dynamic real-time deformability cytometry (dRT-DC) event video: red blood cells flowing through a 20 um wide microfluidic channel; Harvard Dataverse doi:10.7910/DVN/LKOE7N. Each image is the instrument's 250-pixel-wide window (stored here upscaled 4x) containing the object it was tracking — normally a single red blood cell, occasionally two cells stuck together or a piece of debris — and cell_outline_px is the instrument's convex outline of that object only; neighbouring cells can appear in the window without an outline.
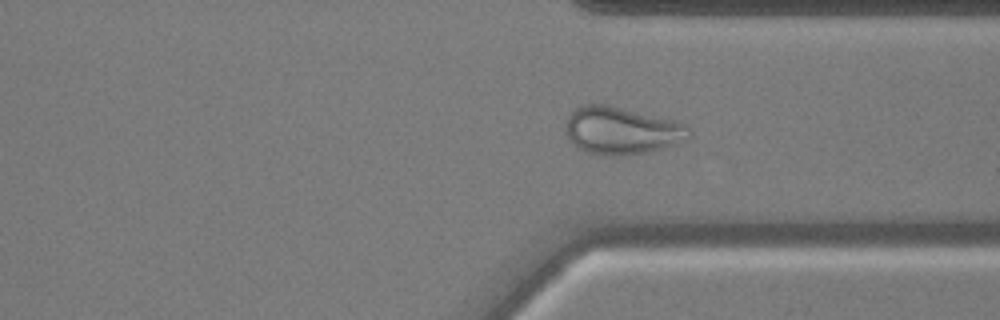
{"species": "common noctule bat (a hibernating species)", "species_latin": "Nyctalus noctula", "temperature_condition": "cold", "stored_images_in_passage": 55, "camera_frame_rate_fps": 3000, "um_per_image_px": 0.085, "animal": {"sex": "male", "body_mass_g": 17.9, "forearm_length_mm": 54.2}, "frame": {"image": 1, "passage_image": 40, "time_ms": 13.0, "image_size_px": [1000, 320], "cell_outline_px": [[692, 136], [688, 140], [648, 152], [624, 156], [604, 156], [588, 152], [576, 148], [568, 140], [564, 132], [564, 128], [568, 116], [580, 104], [608, 104], [680, 120], [692, 132]], "centroid_in_image_um": [52.84, 11.09], "position_along_channel_um": 358.6, "area_um2": 35.2}}
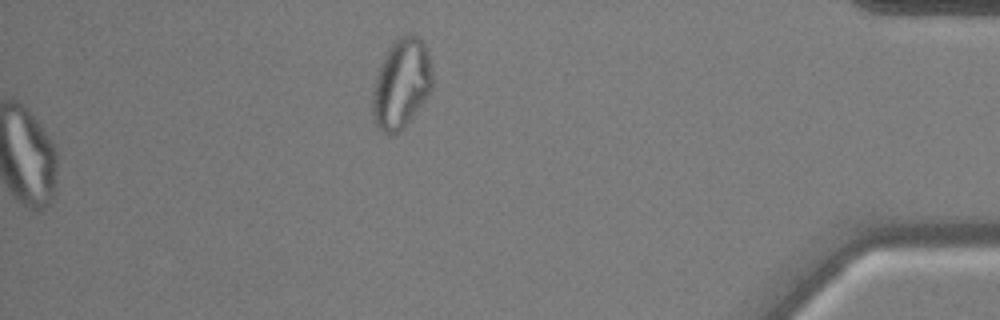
{"frame": {"image": 2, "passage_image": 55, "time_ms": 18.0, "image_size_px": [1000, 320], "cell_outline_px": [[432, 88], [428, 96], [408, 120], [392, 136], [388, 136], [380, 132], [372, 120], [372, 84], [380, 64], [388, 48], [400, 36], [408, 32], [412, 32], [428, 48], [432, 68]], "centroid_in_image_um": [34.08, 7.09], "position_along_channel_um": 401.1, "area_um2": 31.67}}